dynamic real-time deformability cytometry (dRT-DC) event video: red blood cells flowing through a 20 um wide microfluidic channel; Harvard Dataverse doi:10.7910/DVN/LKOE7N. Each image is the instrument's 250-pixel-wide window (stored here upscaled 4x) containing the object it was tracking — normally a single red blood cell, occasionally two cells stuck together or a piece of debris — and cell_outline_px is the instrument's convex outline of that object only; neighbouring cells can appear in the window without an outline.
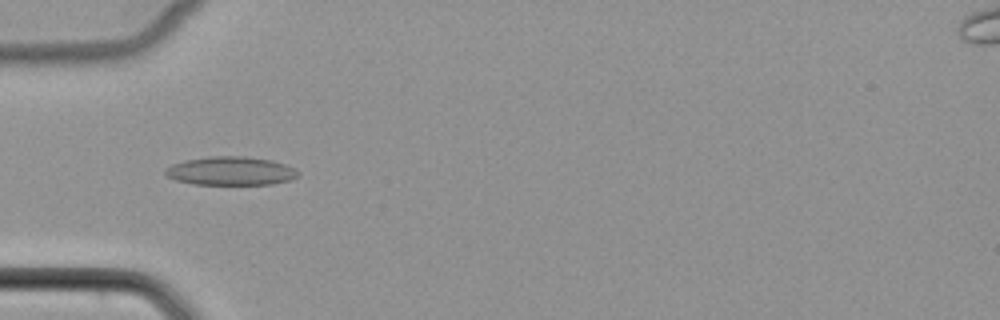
{"species": "common noctule bat (a hibernating species)", "species_latin": "Nyctalus noctula", "temperature_condition": "cold", "stored_images_in_passage": 38, "camera_frame_rate_fps": 3000, "um_per_image_px": 0.085, "animal": {"sex": "female", "body_mass_g": 22.7, "forearm_length_mm": 54.2}, "frame": {"image": 1, "passage_image": 7, "time_ms": 2.0, "image_size_px": [1000, 320], "cell_outline_px": [[300, 172], [296, 176], [288, 180], [272, 184], [192, 184], [176, 180], [168, 176], [164, 172], [164, 168], [172, 164], [184, 160], [208, 156], [244, 156], [272, 160], [296, 168]], "centroid_in_image_um": [19.59, 14.52], "position_along_channel_um": 65.4, "area_um2": 22.14}}
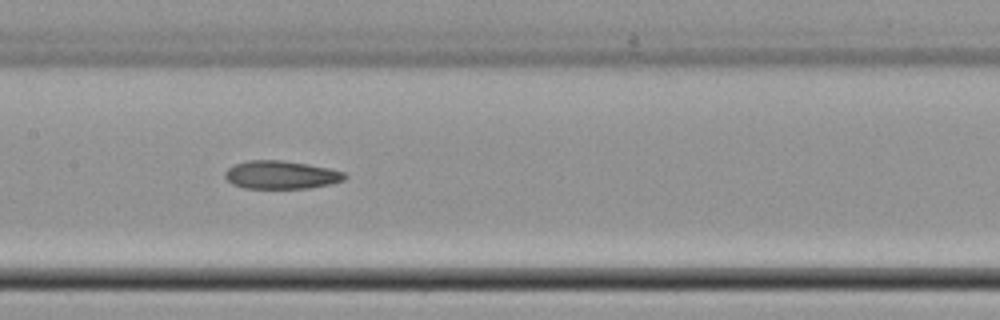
{"frame": {"image": 2, "passage_image": 16, "time_ms": 5.0, "image_size_px": [1000, 320], "cell_outline_px": [[348, 176], [344, 180], [332, 184], [308, 188], [244, 188], [232, 184], [224, 176], [224, 172], [228, 168], [236, 164], [248, 160], [284, 160], [308, 164], [328, 168], [344, 172]], "centroid_in_image_um": [23.9, 14.86], "position_along_channel_um": 183.5, "area_um2": 19.71}}
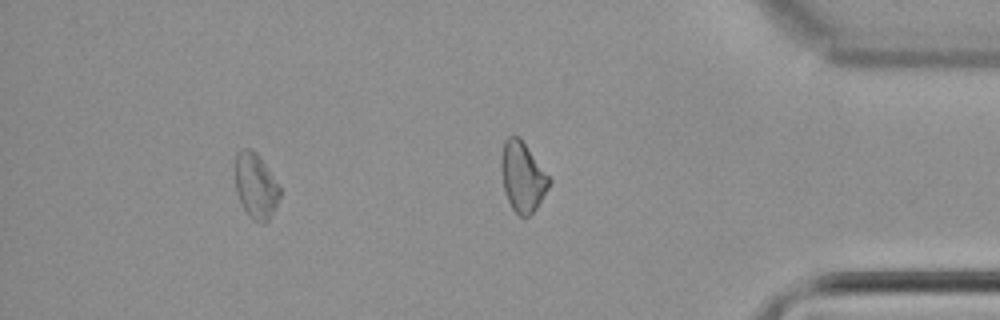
{"frame": {"image": 3, "passage_image": 33, "time_ms": 10.667, "image_size_px": [1000, 320], "cell_outline_px": [[280, 196], [276, 208], [268, 220], [264, 224], [260, 224], [252, 220], [248, 216], [236, 192], [236, 152], [240, 148], [252, 148], [260, 156], [280, 188]], "centroid_in_image_um": [21.74, 15.81], "position_along_channel_um": 413.5, "area_um2": 17.11}}